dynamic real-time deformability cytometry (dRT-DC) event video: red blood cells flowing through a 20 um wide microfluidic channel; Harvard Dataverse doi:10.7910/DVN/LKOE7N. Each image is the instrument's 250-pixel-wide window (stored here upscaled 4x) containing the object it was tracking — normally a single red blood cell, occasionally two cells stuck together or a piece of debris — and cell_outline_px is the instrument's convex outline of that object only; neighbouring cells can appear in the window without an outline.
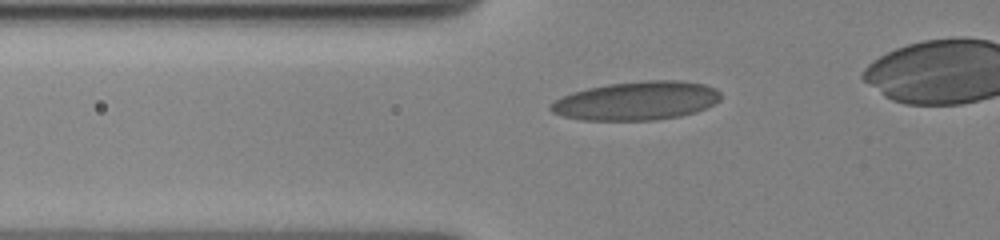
{"species": "human", "species_latin": "Homo sapiens", "temperature_condition": "cold", "stored_images_in_passage": 17, "camera_frame_rate_fps": 3000, "um_per_image_px": 0.085, "donor": {"sex": "female"}, "frame": {"image": 1, "passage_image": 10, "time_ms": 3.0, "image_size_px": [1000, 240], "cell_outline_px": [[720, 100], [696, 112], [680, 116], [656, 120], [580, 120], [564, 116], [552, 112], [548, 108], [556, 100], [572, 92], [588, 88], [608, 84], [648, 80], [680, 80], [704, 84], [716, 88], [720, 92]], "centroid_in_image_um": [54.13, 8.56], "position_along_channel_um": 71.7, "area_um2": 38.21}}
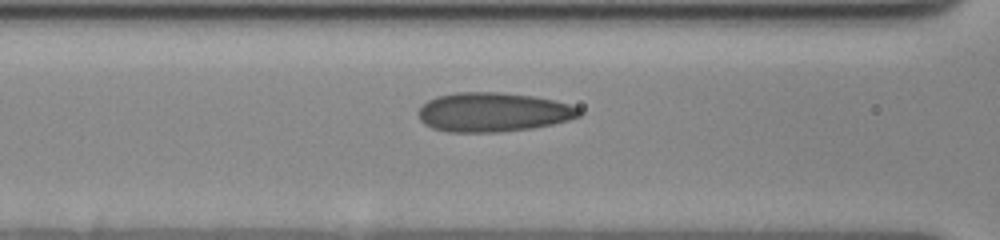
{"frame": {"image": 2, "passage_image": 15, "time_ms": 4.667, "image_size_px": [1000, 240], "cell_outline_px": [[580, 116], [568, 120], [552, 124], [532, 128], [500, 132], [448, 132], [432, 128], [424, 124], [420, 120], [416, 112], [428, 100], [436, 96], [456, 92], [500, 92], [532, 96], [552, 100], [568, 104], [580, 108]], "centroid_in_image_um": [41.87, 9.54], "position_along_channel_um": 124.7, "area_um2": 36.82}}